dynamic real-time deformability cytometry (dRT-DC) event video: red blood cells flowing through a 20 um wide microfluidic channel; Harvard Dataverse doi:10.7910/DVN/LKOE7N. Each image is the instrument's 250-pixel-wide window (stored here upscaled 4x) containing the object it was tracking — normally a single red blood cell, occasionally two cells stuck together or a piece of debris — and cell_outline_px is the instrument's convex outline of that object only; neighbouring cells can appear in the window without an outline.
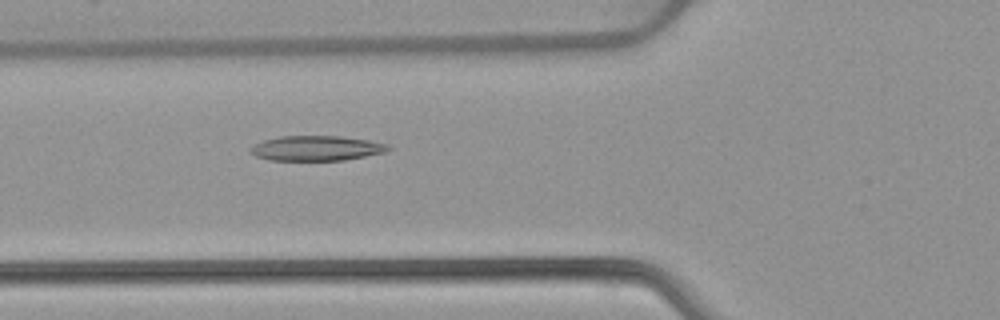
{"species": "common noctule bat (a hibernating species)", "species_latin": "Nyctalus noctula", "temperature_condition": "warm", "stored_images_in_passage": 53, "camera_frame_rate_fps": 3000, "um_per_image_px": 0.085, "animal": {"sex": "female", "body_mass_g": 22.7, "forearm_length_mm": 54.2}, "frame": {"image": 1, "passage_image": 20, "time_ms": 6.333, "image_size_px": [1000, 320], "cell_outline_px": [[392, 148], [388, 152], [344, 160], [268, 160], [256, 156], [248, 152], [248, 148], [264, 140], [280, 136], [340, 136], [368, 140], [388, 144]], "centroid_in_image_um": [26.91, 12.6], "position_along_channel_um": 98.9, "area_um2": 20.17}}
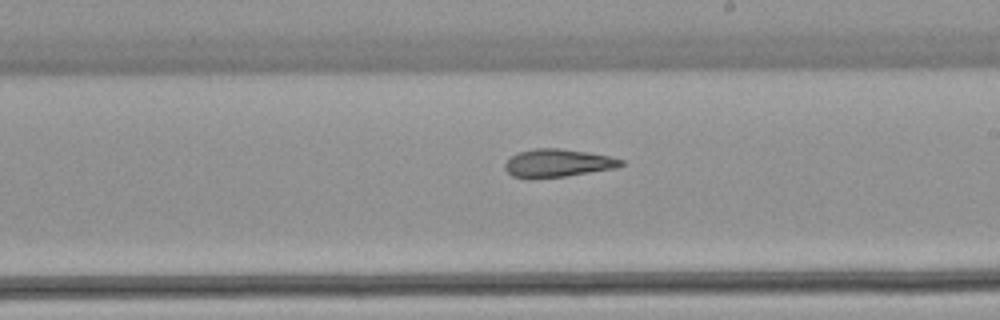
{"frame": {"image": 2, "passage_image": 31, "time_ms": 10.0, "image_size_px": [1000, 320], "cell_outline_px": [[624, 164], [616, 168], [568, 176], [532, 180], [528, 180], [512, 176], [504, 168], [504, 164], [512, 156], [520, 152], [536, 148], [560, 148], [588, 152], [608, 156], [624, 160]], "centroid_in_image_um": [47.39, 13.89], "position_along_channel_um": 241.6, "area_um2": 19.25}}
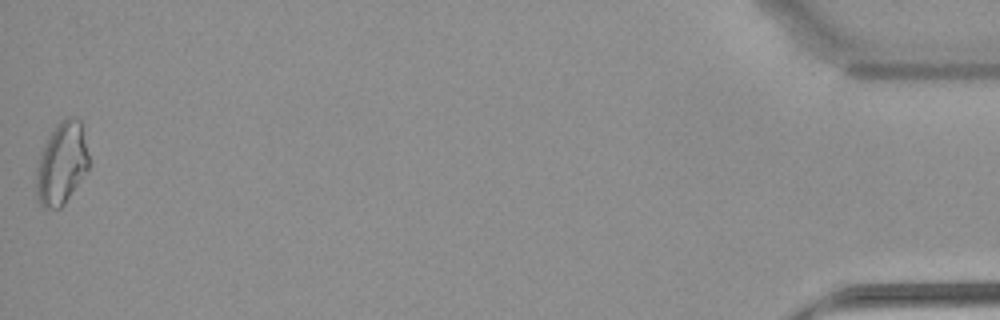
{"frame": {"image": 3, "passage_image": 53, "time_ms": 17.333, "image_size_px": [1000, 320], "cell_outline_px": [[88, 168], [64, 204], [60, 208], [44, 208], [36, 200], [36, 168], [40, 152], [48, 136], [56, 124], [60, 120], [68, 116], [72, 116], [80, 120], [88, 156]], "centroid_in_image_um": [5.2, 13.89], "position_along_channel_um": 430.0, "area_um2": 25.09}, "authors_computed_cell_mechanics": {"area_um2": 20.9236, "velocity_mm_per_s": 3.8969, "shape_relaxation_time_tau1_ms": null, "shape_relaxation_time_tau2_ms": 4.046, "deformation_change_tau1": null, "deformation_change_tau2": 0.1296}}